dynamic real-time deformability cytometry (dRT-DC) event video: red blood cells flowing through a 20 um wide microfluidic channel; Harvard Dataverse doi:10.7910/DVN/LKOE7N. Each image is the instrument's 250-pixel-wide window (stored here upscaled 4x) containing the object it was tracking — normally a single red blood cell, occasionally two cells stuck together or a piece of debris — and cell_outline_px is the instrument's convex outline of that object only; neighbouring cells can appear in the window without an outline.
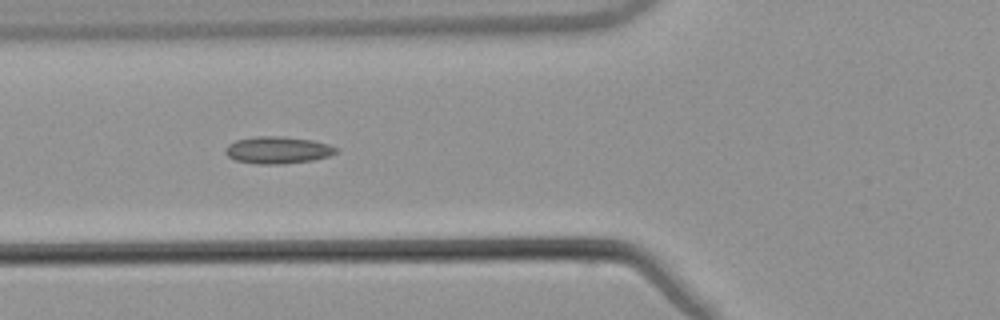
{"species": "common noctule bat (a hibernating species)", "species_latin": "Nyctalus noctula", "temperature_condition": "warm", "stored_images_in_passage": 40, "camera_frame_rate_fps": 3000, "um_per_image_px": 0.085, "animal": {"sex": "male", "body_mass_g": 21.5, "forearm_length_mm": 52.0}, "frame": {"image": 1, "passage_image": 7, "time_ms": 2.0, "image_size_px": [1000, 320], "cell_outline_px": [[340, 152], [328, 156], [312, 160], [284, 164], [256, 164], [236, 160], [228, 156], [224, 152], [224, 148], [228, 144], [236, 140], [256, 136], [280, 136], [312, 140], [328, 144], [340, 148]], "centroid_in_image_um": [23.62, 12.75], "position_along_channel_um": 102.2, "area_um2": 17.63}, "authors_computed_cell_mechanics": {"area_um2": 15.7794, "velocity_mm_per_s": 3.8511, "shape_relaxation_time_tau1_ms": null, "shape_relaxation_time_tau2_ms": 3.496, "deformation_change_tau1": null, "deformation_change_tau2": 0.0903}}